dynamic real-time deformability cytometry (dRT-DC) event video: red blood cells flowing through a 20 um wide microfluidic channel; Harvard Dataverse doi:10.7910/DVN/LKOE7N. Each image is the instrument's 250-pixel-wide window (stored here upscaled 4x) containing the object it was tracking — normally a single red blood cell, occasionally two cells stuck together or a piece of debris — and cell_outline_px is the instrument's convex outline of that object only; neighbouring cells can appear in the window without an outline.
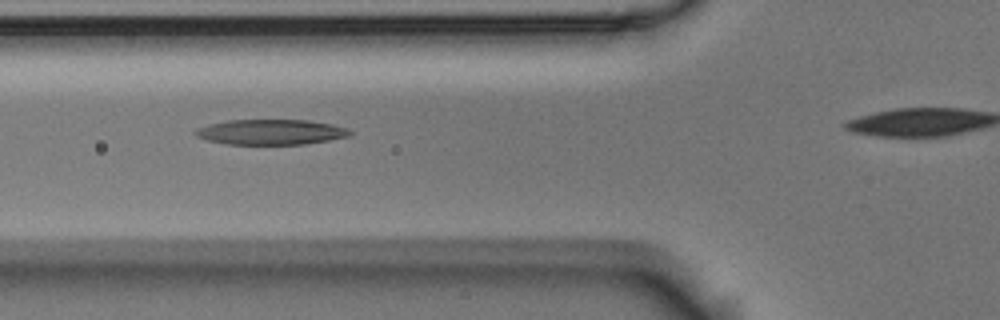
{"species": "Egyptian fruit bat (a non-hibernating species)", "species_latin": "Rousettus aegyptiacus", "temperature_condition": "room temperature", "stored_images_in_passage": 7, "camera_frame_rate_fps": 3000, "um_per_image_px": 0.085, "animal": {"sex": "male"}, "frame": {"image": 1, "passage_image": 2, "time_ms": 0.333, "image_size_px": [1000, 320], "cell_outline_px": [[352, 132], [348, 136], [328, 140], [304, 144], [228, 144], [208, 140], [196, 136], [192, 132], [196, 128], [208, 124], [228, 120], [308, 120], [332, 124], [348, 128]], "centroid_in_image_um": [22.99, 11.21], "position_along_channel_um": 102.8, "area_um2": 22.72}}
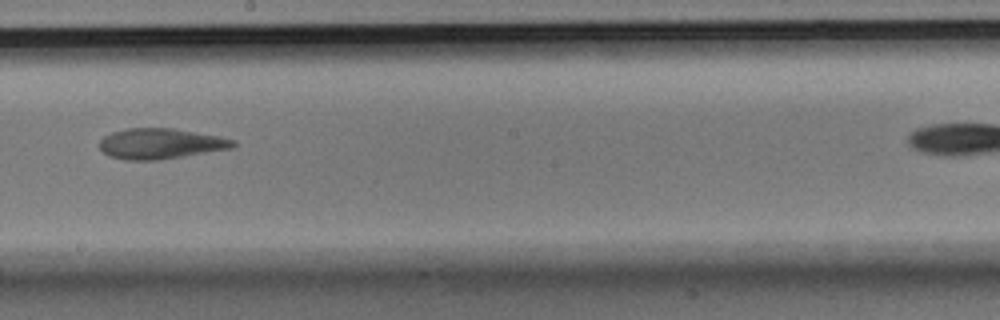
{"frame": {"image": 2, "passage_image": 5, "time_ms": 1.333, "image_size_px": [1000, 320], "cell_outline_px": [[236, 148], [160, 160], [124, 160], [108, 156], [100, 148], [100, 140], [104, 136], [112, 132], [124, 128], [176, 128], [220, 136], [236, 140]], "centroid_in_image_um": [13.7, 12.21], "position_along_channel_um": 234.5, "area_um2": 24.22}}
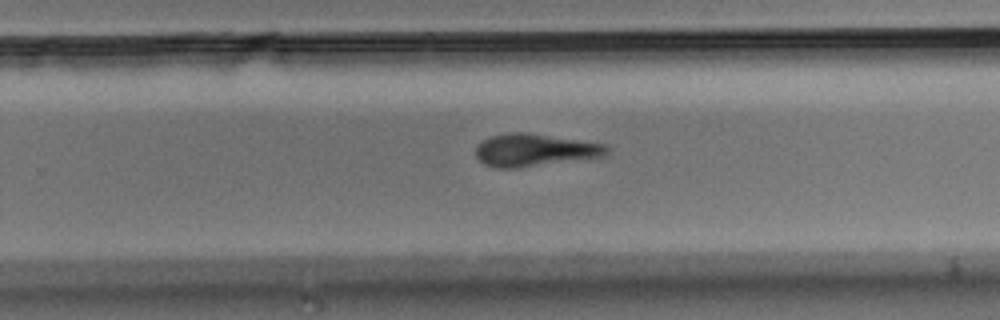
{"frame": {"image": 3, "passage_image": 7, "time_ms": 2.0, "image_size_px": [1000, 320], "cell_outline_px": [[608, 152], [604, 156], [516, 168], [496, 168], [484, 164], [476, 156], [476, 148], [484, 140], [492, 136], [512, 132], [528, 132], [608, 144]], "centroid_in_image_um": [45.47, 12.75], "position_along_channel_um": 284.3, "area_um2": 24.68}}